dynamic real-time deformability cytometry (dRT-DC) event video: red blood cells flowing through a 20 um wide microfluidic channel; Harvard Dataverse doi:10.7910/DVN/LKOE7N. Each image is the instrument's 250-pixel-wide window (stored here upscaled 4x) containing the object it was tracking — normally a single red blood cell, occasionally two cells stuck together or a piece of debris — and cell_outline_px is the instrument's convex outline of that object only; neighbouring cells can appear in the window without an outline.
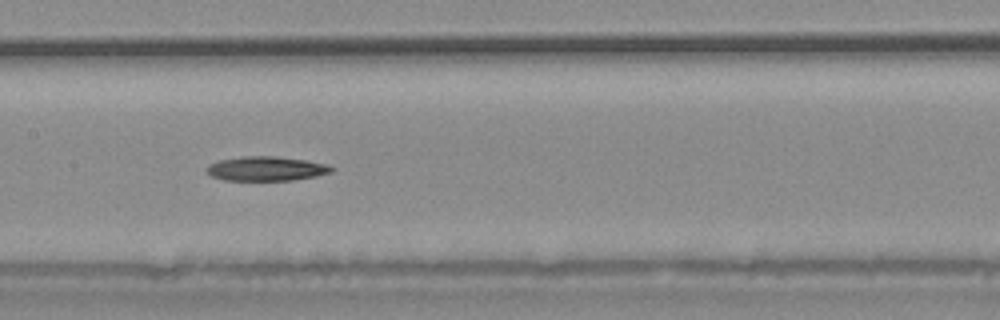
{"species": "common noctule bat (a hibernating species)", "species_latin": "Nyctalus noctula", "temperature_condition": "warm", "stored_images_in_passage": 28, "camera_frame_rate_fps": 3000, "um_per_image_px": 0.085, "animal": {"sex": "male", "body_mass_g": 20.4}, "frame": {"image": 1, "passage_image": 9, "time_ms": 2.667, "image_size_px": [1000, 320], "cell_outline_px": [[336, 168], [332, 172], [316, 176], [292, 180], [224, 180], [212, 176], [204, 168], [208, 164], [220, 160], [240, 156], [272, 156], [308, 160], [328, 164]], "centroid_in_image_um": [22.65, 14.33], "position_along_channel_um": 184.7, "area_um2": 17.86}}